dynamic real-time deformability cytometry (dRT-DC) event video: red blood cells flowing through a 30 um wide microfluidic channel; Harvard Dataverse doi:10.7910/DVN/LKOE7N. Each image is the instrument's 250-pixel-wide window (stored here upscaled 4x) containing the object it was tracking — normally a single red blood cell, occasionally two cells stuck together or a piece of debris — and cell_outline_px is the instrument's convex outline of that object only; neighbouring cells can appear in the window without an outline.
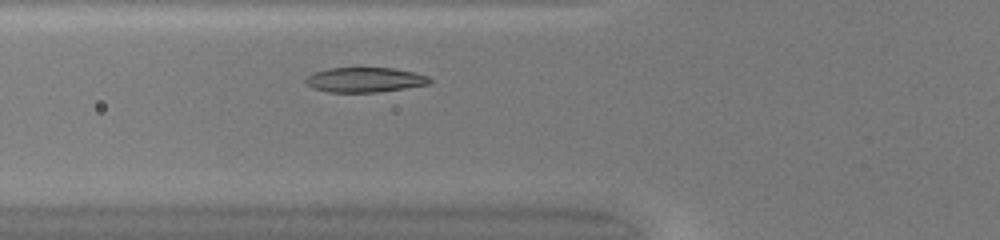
{"species": "common noctule bat (a hibernating species)", "species_latin": "Nyctalus noctula", "temperature_condition": "warm", "stored_images_in_passage": 30, "camera_frame_rate_fps": 3000, "um_per_image_px": 0.085, "animal": {"sex": "female", "body_mass_g": 20.0, "forearm_length_mm": 54.0}, "frame": {"image": 1, "passage_image": 6, "time_ms": 1.667, "image_size_px": [1000, 240], "cell_outline_px": [[432, 80], [428, 84], [380, 92], [328, 92], [312, 88], [304, 80], [312, 72], [328, 68], [392, 68], [412, 72], [428, 76]], "centroid_in_image_um": [30.97, 6.78], "position_along_channel_um": 94.8, "area_um2": 17.86}}
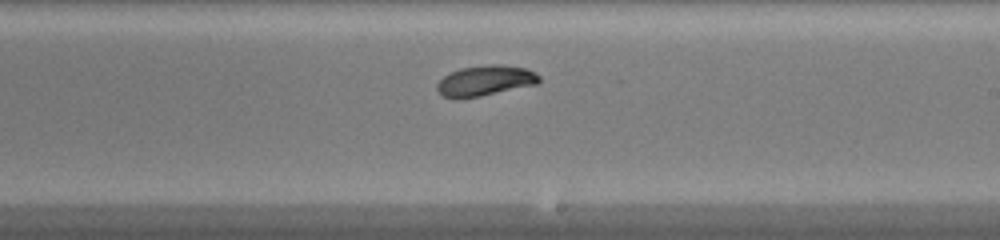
{"frame": {"image": 2, "passage_image": 17, "time_ms": 5.333, "image_size_px": [1000, 240], "cell_outline_px": [[540, 80], [536, 84], [480, 96], [456, 100], [452, 100], [444, 96], [436, 88], [436, 84], [448, 72], [460, 68], [488, 64], [500, 64], [524, 68], [540, 76]], "centroid_in_image_um": [41.17, 6.86], "position_along_channel_um": 247.8, "area_um2": 18.15}}
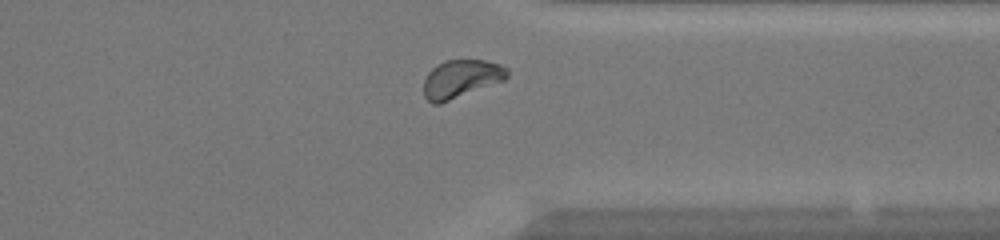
{"frame": {"image": 3, "passage_image": 26, "time_ms": 8.333, "image_size_px": [1000, 240], "cell_outline_px": [[508, 76], [504, 80], [440, 104], [432, 104], [424, 96], [424, 80], [428, 72], [436, 64], [444, 60], [484, 60], [500, 64], [508, 68]], "centroid_in_image_um": [39.17, 6.69], "position_along_channel_um": 372.2, "area_um2": 18.55}, "authors_computed_cell_mechanics": {"area_um2": 18.4093, "velocity_mm_per_s": 4.1764, "shape_relaxation_time_tau1_ms": 3.5928, "shape_relaxation_time_tau2_ms": 5.882, "deformation_change_tau1": 0.1517, "deformation_change_tau2": 0.056}}